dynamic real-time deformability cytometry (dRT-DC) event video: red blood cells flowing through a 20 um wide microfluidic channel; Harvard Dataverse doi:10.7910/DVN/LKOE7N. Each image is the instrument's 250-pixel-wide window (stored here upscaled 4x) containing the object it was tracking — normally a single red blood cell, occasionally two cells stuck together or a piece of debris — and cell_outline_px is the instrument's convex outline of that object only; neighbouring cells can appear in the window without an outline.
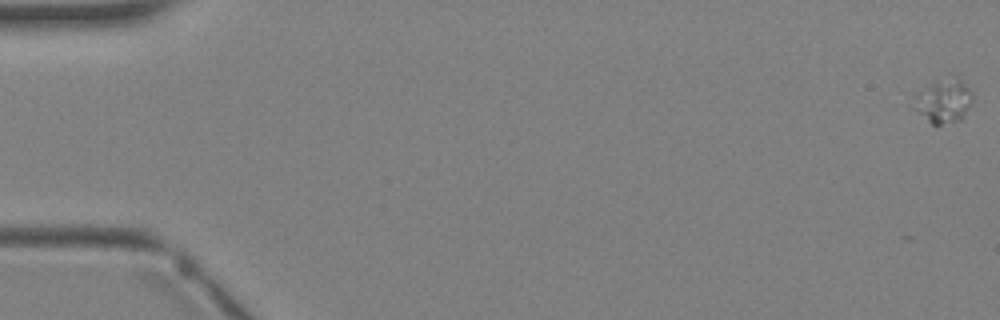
{"species": "Egyptian fruit bat (a non-hibernating species)", "species_latin": "Rousettus aegyptiacus", "temperature_condition": "warm", "stored_images_in_passage": 4, "camera_frame_rate_fps": 3000, "um_per_image_px": 0.085, "animal": {"sex": "female"}, "frame": {"image": 1, "passage_image": 1, "time_ms": 0.0, "image_size_px": [1000, 320], "cell_outline_px": [[972, 100], [964, 116], [960, 120], [940, 124], [932, 124], [912, 108], [912, 96], [936, 84], [960, 80], [972, 92]], "centroid_in_image_um": [80.17, 8.7], "position_along_channel_um": 4.8, "area_um2": 13.93}}